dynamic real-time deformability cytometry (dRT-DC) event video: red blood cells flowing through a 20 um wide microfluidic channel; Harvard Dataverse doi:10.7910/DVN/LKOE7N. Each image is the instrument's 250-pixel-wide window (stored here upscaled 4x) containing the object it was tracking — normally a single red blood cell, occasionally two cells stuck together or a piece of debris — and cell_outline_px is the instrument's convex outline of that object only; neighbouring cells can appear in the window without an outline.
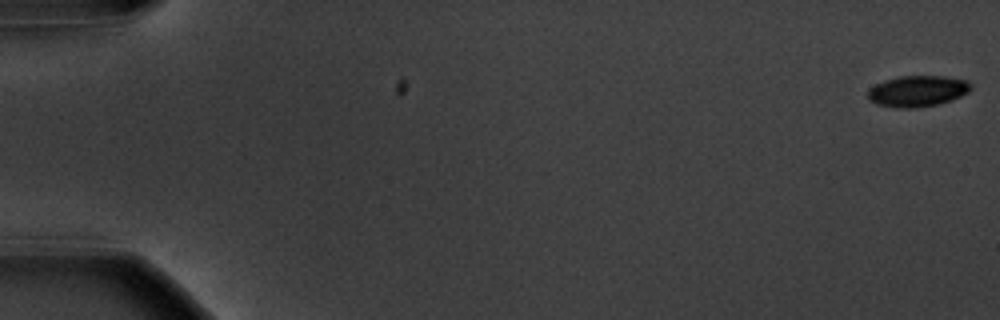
{"species": "common noctule bat (a hibernating species)", "species_latin": "Nyctalus noctula", "temperature_condition": "warm", "stored_images_in_passage": 16, "camera_frame_rate_fps": 3000, "um_per_image_px": 0.085, "animal": {"sex": "male", "body_mass_g": 20.1, "forearm_length_mm": 53.5}, "frame": {"image": 1, "passage_image": 1, "time_ms": 0.0, "image_size_px": [1000, 320], "cell_outline_px": [[972, 88], [968, 92], [952, 100], [936, 104], [916, 108], [896, 108], [876, 104], [868, 100], [868, 88], [884, 80], [900, 76], [944, 76], [968, 80], [972, 84]], "centroid_in_image_um": [77.98, 7.74], "position_along_channel_um": 7.0, "area_um2": 18.84}}
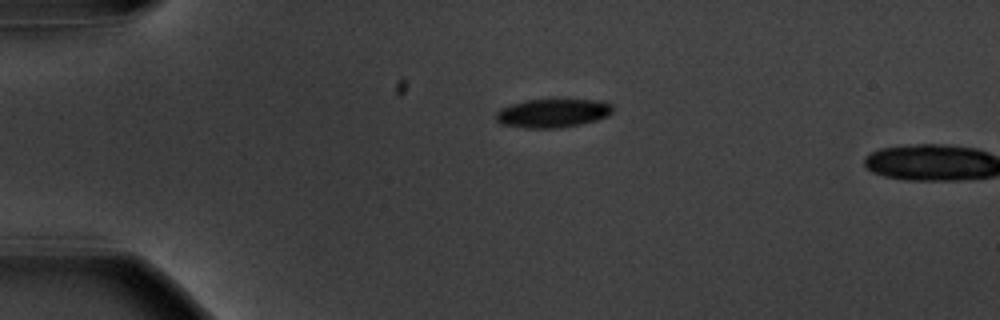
{"frame": {"image": 2, "passage_image": 14, "time_ms": 4.333, "image_size_px": [1000, 320], "cell_outline_px": [[612, 112], [608, 116], [596, 120], [580, 124], [560, 128], [524, 128], [500, 124], [496, 120], [496, 112], [500, 108], [524, 100], [552, 96], [556, 96], [600, 100], [612, 104]], "centroid_in_image_um": [46.99, 9.55], "position_along_channel_um": 38.0, "area_um2": 20.69}}